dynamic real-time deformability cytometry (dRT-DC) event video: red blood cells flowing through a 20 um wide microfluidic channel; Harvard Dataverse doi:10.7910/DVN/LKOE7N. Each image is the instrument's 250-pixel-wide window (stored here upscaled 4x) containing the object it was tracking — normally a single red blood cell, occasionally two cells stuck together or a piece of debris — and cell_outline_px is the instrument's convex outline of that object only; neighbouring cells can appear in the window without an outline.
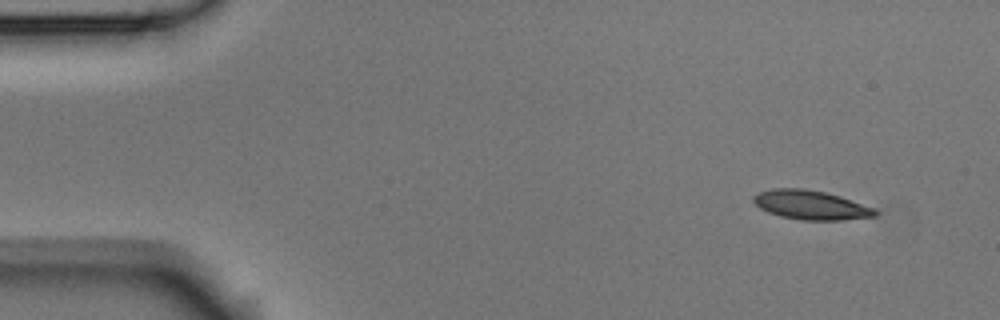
{"species": "Egyptian fruit bat (a non-hibernating species)", "species_latin": "Rousettus aegyptiacus", "temperature_condition": "room temperature", "stored_images_in_passage": 3, "camera_frame_rate_fps": 3000, "um_per_image_px": 0.085, "animal": {"sex": "male"}, "frame": {"image": 1, "passage_image": 1, "time_ms": 0.0, "image_size_px": [1000, 320], "cell_outline_px": [[876, 216], [840, 220], [800, 220], [780, 216], [768, 212], [760, 208], [752, 200], [752, 196], [760, 192], [772, 188], [804, 188], [824, 192], [840, 196], [872, 208], [876, 212]], "centroid_in_image_um": [68.86, 17.42], "position_along_channel_um": 16.1, "area_um2": 20.46}}